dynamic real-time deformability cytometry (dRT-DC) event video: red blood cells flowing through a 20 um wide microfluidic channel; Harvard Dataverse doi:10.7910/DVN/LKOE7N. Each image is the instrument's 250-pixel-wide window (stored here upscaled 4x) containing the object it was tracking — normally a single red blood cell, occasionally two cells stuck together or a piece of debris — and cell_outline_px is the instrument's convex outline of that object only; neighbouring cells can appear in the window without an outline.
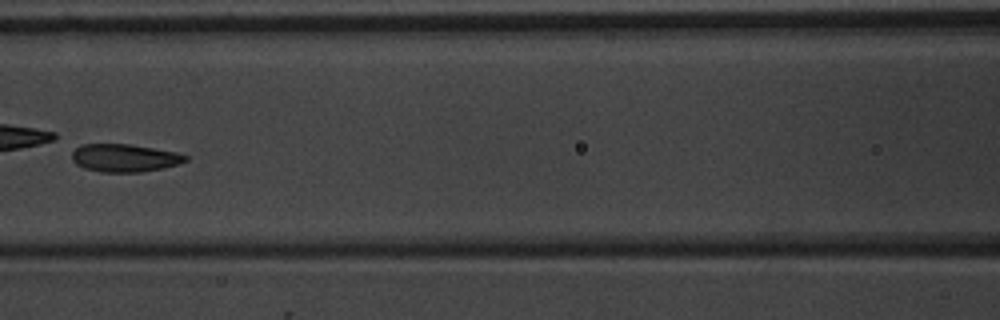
{"species": "common noctule bat (a hibernating species)", "species_latin": "Nyctalus noctula", "temperature_condition": "warm", "stored_images_in_passage": 7, "camera_frame_rate_fps": 3000, "um_per_image_px": 0.085, "animal": {"sex": "male", "body_mass_g": 20.1, "forearm_length_mm": 53.5}, "frame": {"image": 1, "passage_image": 7, "time_ms": 7.667, "image_size_px": [1000, 320], "cell_outline_px": [[188, 160], [164, 168], [140, 172], [100, 172], [84, 168], [76, 164], [72, 160], [72, 148], [80, 144], [128, 144], [176, 152], [188, 156]], "centroid_in_image_um": [10.53, 13.42], "position_along_channel_um": 156.1, "area_um2": 18.5}}